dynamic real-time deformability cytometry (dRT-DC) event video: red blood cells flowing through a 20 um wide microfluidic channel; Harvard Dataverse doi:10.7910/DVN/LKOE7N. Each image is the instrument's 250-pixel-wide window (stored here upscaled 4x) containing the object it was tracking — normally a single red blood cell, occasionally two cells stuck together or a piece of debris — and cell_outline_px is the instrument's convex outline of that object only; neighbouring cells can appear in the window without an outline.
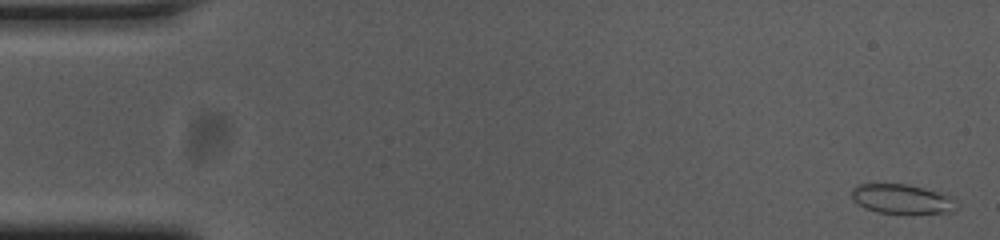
{"species": "common noctule bat (a hibernating species)", "species_latin": "Nyctalus noctula", "temperature_condition": "cold", "stored_images_in_passage": 9, "camera_frame_rate_fps": 3000, "um_per_image_px": 0.085, "animal": {"sex": "female", "body_mass_g": 23.0, "forearm_length_mm": 53.4}, "frame": {"image": 1, "passage_image": 2, "time_ms": 0.333, "image_size_px": [1000, 240], "cell_outline_px": [[960, 208], [952, 212], [912, 216], [876, 212], [864, 208], [852, 200], [852, 188], [860, 184], [908, 184], [924, 188], [952, 196], [956, 200]], "centroid_in_image_um": [76.74, 16.97], "position_along_channel_um": 8.3, "area_um2": 19.02}}